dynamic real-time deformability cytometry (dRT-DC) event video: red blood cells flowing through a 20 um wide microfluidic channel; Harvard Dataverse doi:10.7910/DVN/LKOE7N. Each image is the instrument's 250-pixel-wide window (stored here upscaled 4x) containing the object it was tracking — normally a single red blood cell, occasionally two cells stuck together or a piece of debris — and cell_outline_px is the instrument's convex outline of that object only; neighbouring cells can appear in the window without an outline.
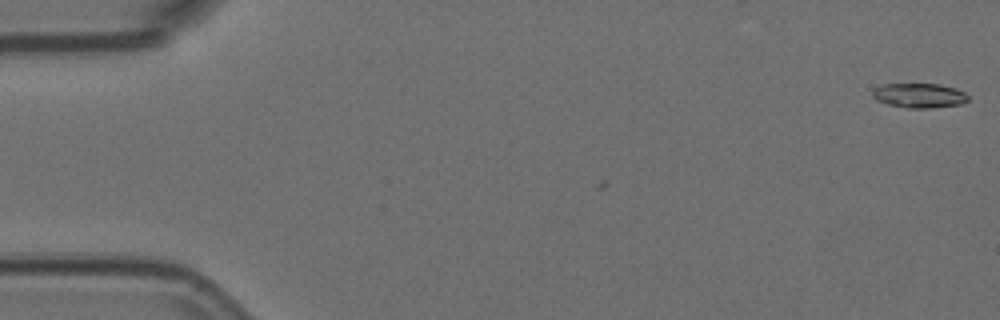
{"species": "Egyptian fruit bat (a non-hibernating species)", "species_latin": "Rousettus aegyptiacus", "temperature_condition": "room temperature", "stored_images_in_passage": 2, "camera_frame_rate_fps": 3000, "um_per_image_px": 0.085, "animal": {"sex": "female"}, "frame": {"image": 1, "passage_image": 2, "time_ms": 0.333, "image_size_px": [1000, 320], "cell_outline_px": [[968, 100], [964, 104], [932, 108], [908, 108], [888, 104], [876, 100], [872, 96], [872, 92], [876, 88], [884, 84], [940, 84], [956, 88], [964, 92], [968, 96]], "centroid_in_image_um": [78.17, 8.12], "position_along_channel_um": 6.8, "area_um2": 13.76}}